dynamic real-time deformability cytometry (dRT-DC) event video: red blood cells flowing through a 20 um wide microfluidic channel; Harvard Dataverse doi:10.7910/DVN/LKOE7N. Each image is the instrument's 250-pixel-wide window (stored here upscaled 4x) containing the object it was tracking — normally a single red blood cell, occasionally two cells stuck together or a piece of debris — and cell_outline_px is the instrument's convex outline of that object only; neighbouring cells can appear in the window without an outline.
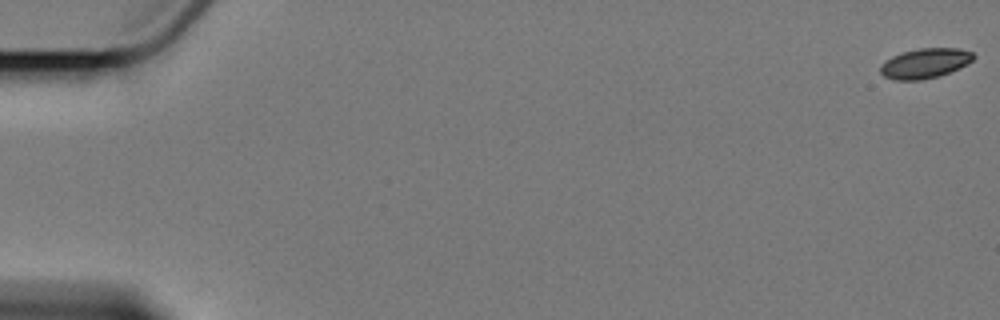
{"species": "Egyptian fruit bat (a non-hibernating species)", "species_latin": "Rousettus aegyptiacus", "temperature_condition": "cold", "stored_images_in_passage": 6, "segment_of_instrument_passage": [1, 2], "camera_frame_rate_fps": 3000, "um_per_image_px": 0.085, "animal": {"sex": "female"}, "frame": {"image": 1, "passage_image": 1, "time_ms": 0.0, "image_size_px": [1000, 320], "cell_outline_px": [[976, 56], [968, 64], [960, 68], [940, 76], [920, 80], [896, 80], [884, 76], [880, 72], [880, 64], [892, 56], [900, 52], [920, 48], [960, 48], [972, 52]], "centroid_in_image_um": [78.63, 5.37], "position_along_channel_um": 6.4, "area_um2": 16.42}}
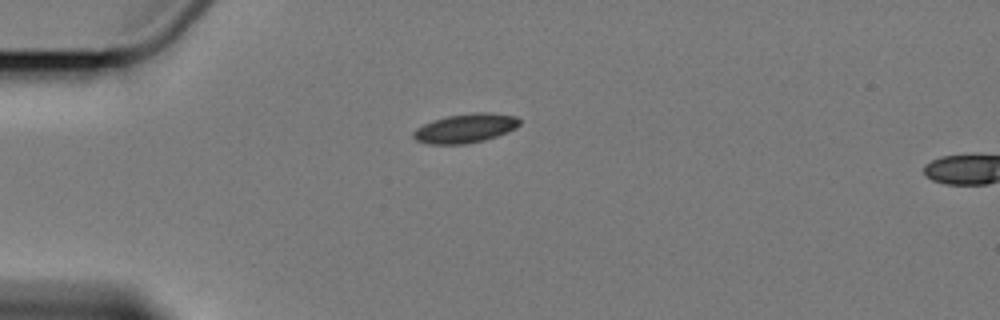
{"frame": {"image": 2, "passage_image": 5, "time_ms": 5.333, "image_size_px": [1000, 320], "cell_outline_px": [[520, 124], [516, 128], [496, 136], [484, 140], [464, 144], [428, 144], [416, 140], [412, 136], [412, 132], [416, 128], [432, 120], [448, 116], [472, 112], [492, 112], [516, 116], [520, 120]], "centroid_in_image_um": [39.55, 10.89], "position_along_channel_um": 45.4, "area_um2": 18.09}}